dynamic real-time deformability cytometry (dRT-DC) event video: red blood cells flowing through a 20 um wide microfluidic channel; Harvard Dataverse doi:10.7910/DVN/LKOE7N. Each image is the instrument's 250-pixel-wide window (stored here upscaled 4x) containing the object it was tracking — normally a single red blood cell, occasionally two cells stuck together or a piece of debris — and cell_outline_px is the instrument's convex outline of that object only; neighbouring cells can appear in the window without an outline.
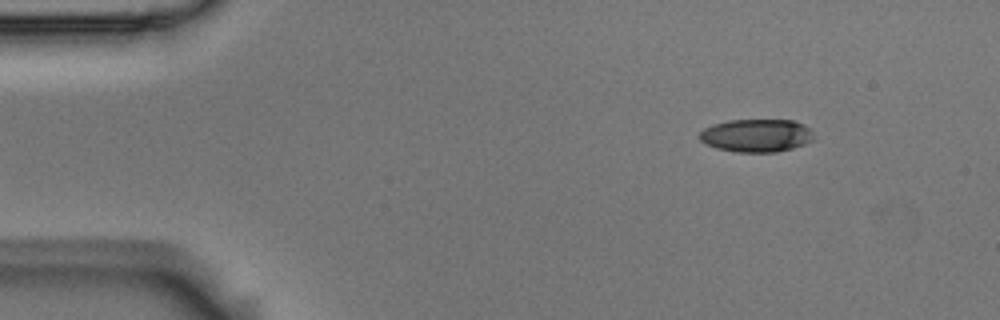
{"species": "Egyptian fruit bat (a non-hibernating species)", "species_latin": "Rousettus aegyptiacus", "temperature_condition": "room temperature", "stored_images_in_passage": 8, "camera_frame_rate_fps": 3000, "um_per_image_px": 0.085, "animal": {"sex": "male"}, "frame": {"image": 1, "passage_image": 1, "time_ms": 0.0, "image_size_px": [1000, 320], "cell_outline_px": [[812, 140], [804, 144], [792, 148], [776, 152], [736, 152], [716, 148], [700, 140], [700, 132], [704, 128], [712, 124], [728, 120], [792, 120], [804, 124], [812, 132]], "centroid_in_image_um": [64.28, 11.51], "position_along_channel_um": 20.7, "area_um2": 21.85}}
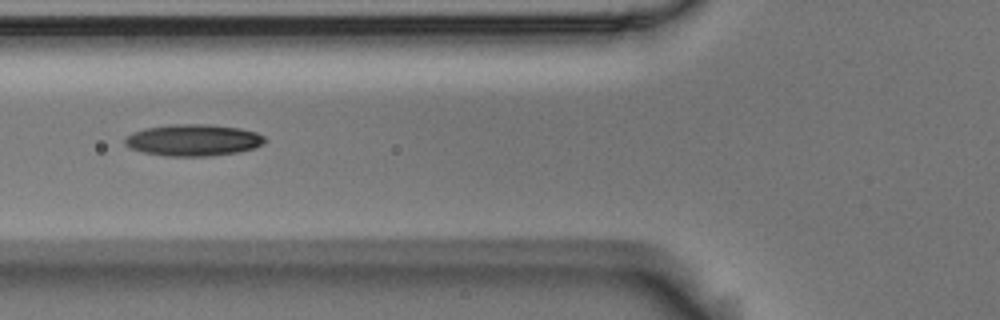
{"frame": {"image": 2, "passage_image": 5, "time_ms": 1.333, "image_size_px": [1000, 320], "cell_outline_px": [[268, 140], [264, 144], [256, 148], [236, 152], [212, 156], [164, 156], [144, 152], [132, 148], [124, 144], [124, 140], [132, 132], [144, 128], [168, 124], [208, 124], [240, 128], [256, 132], [264, 136]], "centroid_in_image_um": [16.46, 11.9], "position_along_channel_um": 109.3, "area_um2": 26.01}}
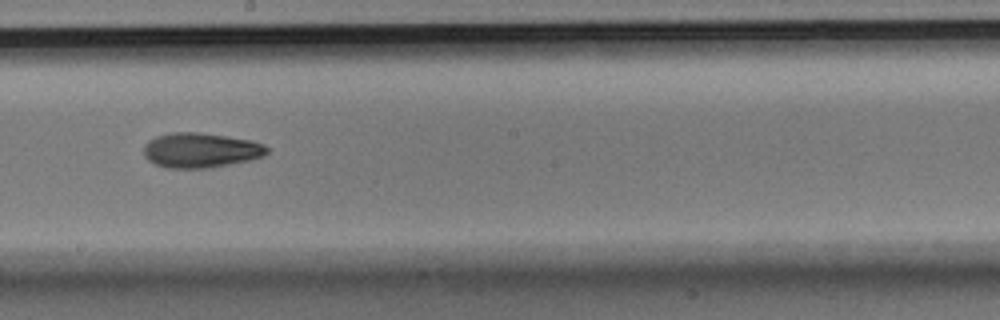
{"frame": {"image": 3, "passage_image": 8, "time_ms": 2.333, "image_size_px": [1000, 320], "cell_outline_px": [[268, 152], [264, 156], [248, 160], [208, 168], [164, 168], [148, 160], [144, 156], [144, 144], [148, 140], [156, 136], [172, 132], [200, 132], [228, 136], [252, 140], [264, 144], [268, 148]], "centroid_in_image_um": [17.04, 12.76], "position_along_channel_um": 231.2, "area_um2": 25.2}}